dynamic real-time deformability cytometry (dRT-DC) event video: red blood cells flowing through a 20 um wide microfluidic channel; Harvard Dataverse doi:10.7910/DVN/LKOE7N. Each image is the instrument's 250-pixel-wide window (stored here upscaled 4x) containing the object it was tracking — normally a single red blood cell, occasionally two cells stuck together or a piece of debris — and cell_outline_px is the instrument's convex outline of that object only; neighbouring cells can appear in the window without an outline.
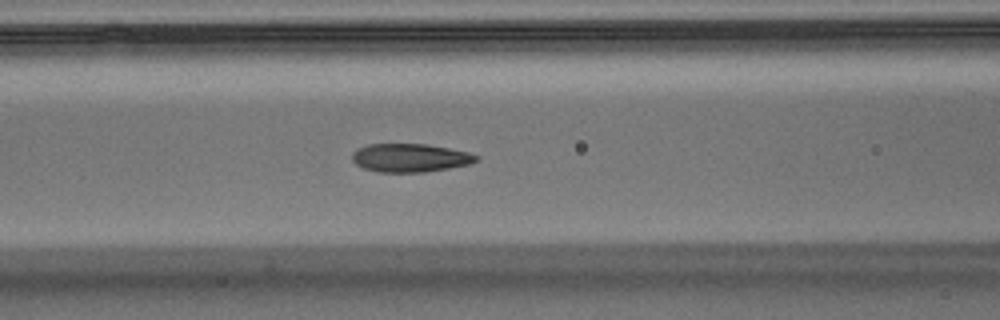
{"species": "Egyptian fruit bat (a non-hibernating species)", "species_latin": "Rousettus aegyptiacus", "temperature_condition": "warm", "stored_images_in_passage": 30, "camera_frame_rate_fps": 3000, "um_per_image_px": 0.085, "animal": {"sex": "male"}, "frame": {"image": 1, "passage_image": 13, "time_ms": 4.0, "image_size_px": [1000, 320], "cell_outline_px": [[480, 160], [468, 164], [448, 168], [424, 172], [380, 172], [364, 168], [356, 164], [352, 160], [352, 152], [356, 148], [368, 144], [424, 144], [448, 148], [468, 152], [480, 156]], "centroid_in_image_um": [34.85, 13.41], "position_along_channel_um": 131.8, "area_um2": 20.52}}